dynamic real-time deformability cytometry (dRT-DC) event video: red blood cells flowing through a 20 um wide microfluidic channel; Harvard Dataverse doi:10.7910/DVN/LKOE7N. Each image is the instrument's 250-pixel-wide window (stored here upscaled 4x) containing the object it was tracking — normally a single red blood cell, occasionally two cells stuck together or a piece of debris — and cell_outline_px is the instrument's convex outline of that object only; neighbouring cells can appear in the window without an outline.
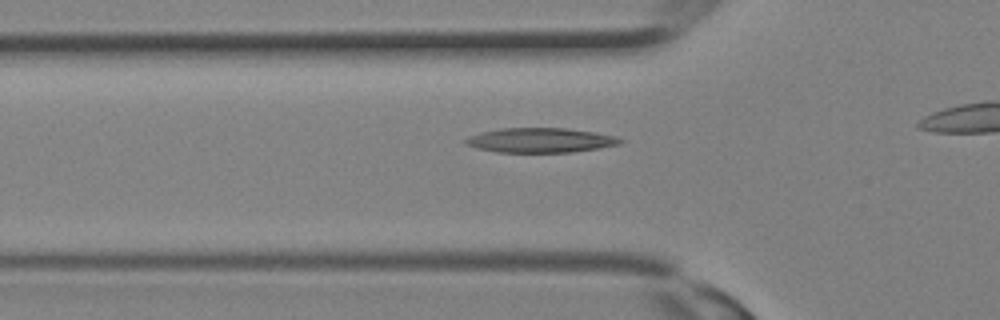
{"species": "Egyptian fruit bat (a non-hibernating species)", "species_latin": "Rousettus aegyptiacus", "temperature_condition": "room temperature", "stored_images_in_passage": 14, "camera_frame_rate_fps": 3000, "um_per_image_px": 0.085, "animal": {"sex": "female"}, "frame": {"image": 1, "passage_image": 5, "time_ms": 1.333, "image_size_px": [1000, 320], "cell_outline_px": [[624, 140], [620, 144], [600, 148], [572, 152], [496, 152], [476, 148], [464, 144], [464, 140], [468, 136], [480, 132], [500, 128], [564, 128], [596, 132], [616, 136]], "centroid_in_image_um": [45.92, 11.92], "position_along_channel_um": 79.9, "area_um2": 22.37}}
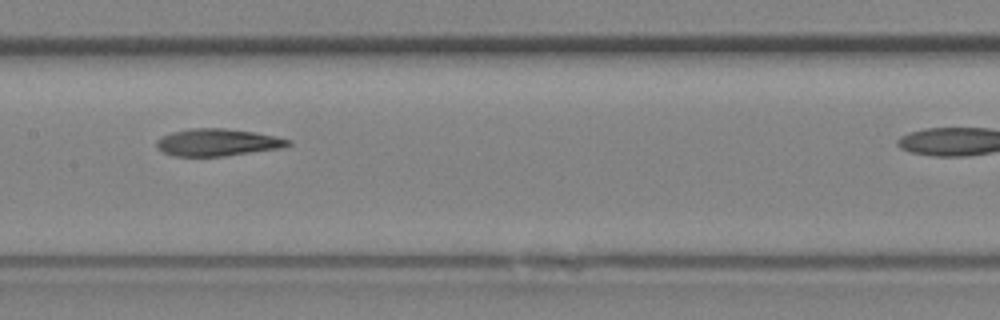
{"frame": {"image": 2, "passage_image": 10, "time_ms": 3.0, "image_size_px": [1000, 320], "cell_outline_px": [[292, 144], [284, 148], [224, 156], [176, 156], [164, 152], [156, 144], [156, 140], [160, 136], [172, 132], [188, 128], [224, 128], [256, 132], [276, 136], [292, 140]], "centroid_in_image_um": [18.54, 12.09], "position_along_channel_um": 188.9, "area_um2": 21.04}}
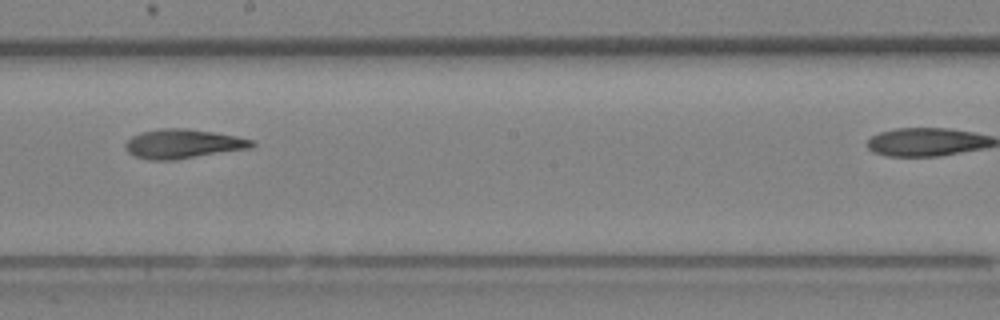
{"frame": {"image": 3, "passage_image": 12, "time_ms": 3.667, "image_size_px": [1000, 320], "cell_outline_px": [[256, 144], [252, 148], [176, 160], [148, 160], [132, 156], [124, 148], [124, 144], [132, 136], [140, 132], [160, 128], [188, 128], [236, 136], [252, 140]], "centroid_in_image_um": [15.52, 12.23], "position_along_channel_um": 232.7, "area_um2": 21.85}}